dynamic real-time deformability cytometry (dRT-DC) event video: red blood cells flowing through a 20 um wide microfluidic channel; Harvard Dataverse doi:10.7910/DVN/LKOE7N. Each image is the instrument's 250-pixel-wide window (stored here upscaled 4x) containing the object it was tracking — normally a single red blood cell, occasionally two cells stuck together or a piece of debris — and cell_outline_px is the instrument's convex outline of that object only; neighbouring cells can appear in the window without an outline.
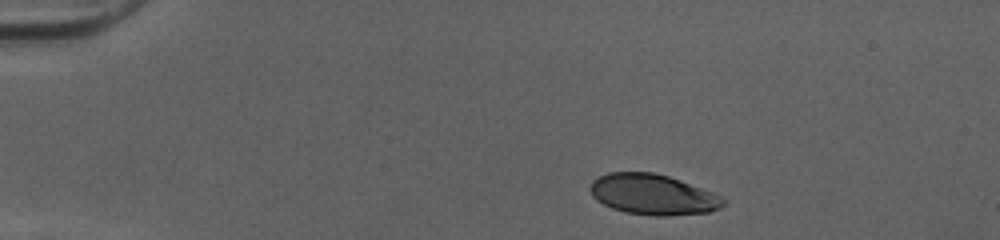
{"species": "human", "species_latin": "Homo sapiens", "temperature_condition": "cold", "stored_images_in_passage": 35, "camera_frame_rate_fps": 3000, "um_per_image_px": 0.085, "donor": {"sex": "female"}, "frame": {"image": 1, "passage_image": 1, "time_ms": 0.0, "image_size_px": [1000, 240], "cell_outline_px": [[724, 204], [720, 208], [708, 212], [668, 216], [656, 216], [624, 212], [612, 208], [596, 200], [592, 196], [588, 188], [592, 180], [608, 172], [652, 172], [668, 176], [680, 180], [712, 192], [720, 196], [724, 200]], "centroid_in_image_um": [55.45, 16.53], "position_along_channel_um": 29.5, "area_um2": 31.44}}
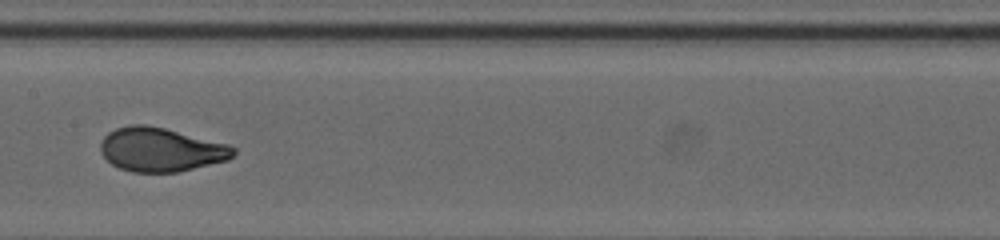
{"frame": {"image": 2, "passage_image": 19, "time_ms": 6.0, "image_size_px": [1000, 240], "cell_outline_px": [[236, 152], [228, 160], [180, 172], [132, 172], [120, 168], [112, 164], [100, 152], [100, 140], [108, 132], [116, 128], [132, 124], [144, 124], [164, 128], [228, 144], [236, 148]], "centroid_in_image_um": [13.66, 12.72], "position_along_channel_um": 193.7, "area_um2": 34.04}}
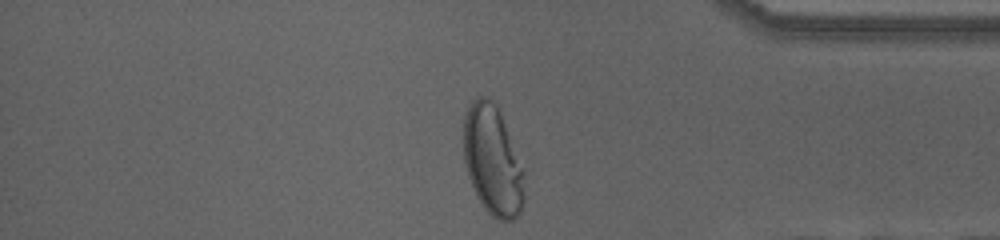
{"frame": {"image": 3, "passage_image": 35, "time_ms": 11.333, "image_size_px": [1000, 240], "cell_outline_px": [[524, 200], [520, 212], [516, 220], [500, 220], [492, 216], [484, 208], [472, 188], [464, 164], [464, 116], [472, 100], [476, 96], [484, 96], [492, 100], [496, 104], [524, 172]], "centroid_in_image_um": [41.86, 13.67], "position_along_channel_um": 393.3, "area_um2": 38.67}, "authors_computed_cell_mechanics": {"area_um2": 34.0442, "velocity_mm_per_s": 4.0426, "shape_relaxation_time_tau1_ms": 4.8355, "shape_relaxation_time_tau2_ms": null, "deformation_change_tau1": 0.1999, "deformation_change_tau2": null}}